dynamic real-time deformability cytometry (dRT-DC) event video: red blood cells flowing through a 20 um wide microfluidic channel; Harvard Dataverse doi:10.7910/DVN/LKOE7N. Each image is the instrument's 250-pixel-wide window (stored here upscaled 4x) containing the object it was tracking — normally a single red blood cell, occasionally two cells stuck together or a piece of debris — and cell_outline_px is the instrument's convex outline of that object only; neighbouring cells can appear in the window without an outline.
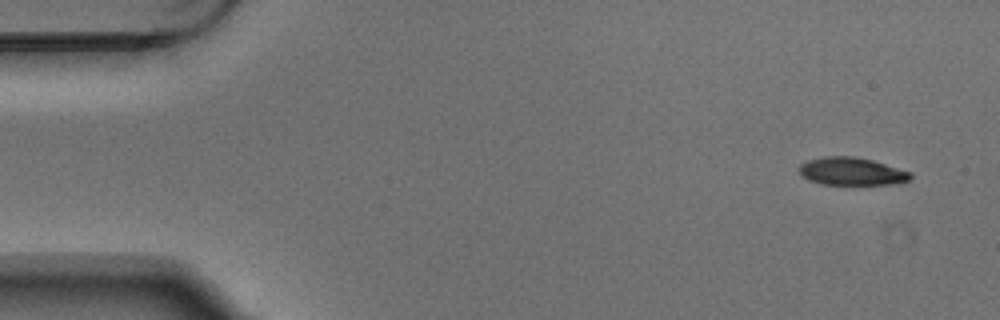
{"species": "Egyptian fruit bat (a non-hibernating species)", "species_latin": "Rousettus aegyptiacus", "temperature_condition": "warm", "stored_images_in_passage": 7, "camera_frame_rate_fps": 3000, "um_per_image_px": 0.085, "animal": {"sex": "male"}, "frame": {"image": 1, "passage_image": 1, "time_ms": 0.0, "image_size_px": [1000, 320], "cell_outline_px": [[912, 176], [908, 180], [892, 184], [824, 184], [808, 180], [800, 172], [800, 164], [808, 160], [824, 156], [852, 156], [872, 160], [912, 172]], "centroid_in_image_um": [72.4, 14.56], "position_along_channel_um": 12.6, "area_um2": 17.8}}
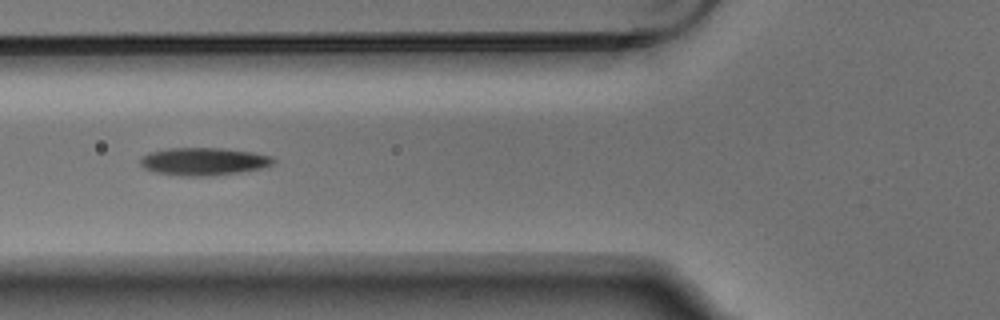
{"frame": {"image": 2, "passage_image": 5, "time_ms": 1.333, "image_size_px": [1000, 320], "cell_outline_px": [[276, 160], [272, 164], [260, 168], [240, 172], [212, 176], [180, 176], [156, 172], [144, 168], [140, 164], [140, 156], [148, 152], [168, 148], [224, 148], [252, 152], [272, 156]], "centroid_in_image_um": [17.28, 13.72], "position_along_channel_um": 108.5, "area_um2": 21.62}}
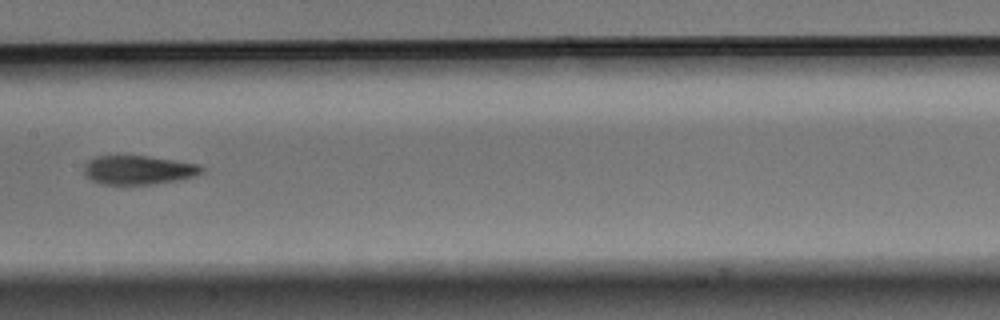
{"frame": {"image": 3, "passage_image": 7, "time_ms": 2.0, "image_size_px": [1000, 320], "cell_outline_px": [[204, 172], [196, 176], [180, 180], [152, 184], [100, 184], [92, 180], [84, 172], [84, 164], [88, 160], [96, 156], [148, 156], [200, 164], [204, 168]], "centroid_in_image_um": [11.81, 14.45], "position_along_channel_um": 195.6, "area_um2": 19.94}}